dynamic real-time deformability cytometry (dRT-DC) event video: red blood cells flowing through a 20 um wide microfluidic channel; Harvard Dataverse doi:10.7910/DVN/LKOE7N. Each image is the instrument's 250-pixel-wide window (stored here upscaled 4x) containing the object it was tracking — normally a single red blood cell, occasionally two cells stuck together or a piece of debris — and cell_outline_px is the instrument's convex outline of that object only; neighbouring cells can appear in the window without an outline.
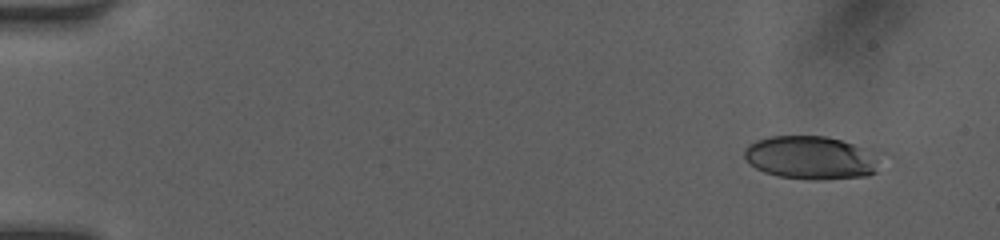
{"species": "human", "species_latin": "Homo sapiens", "temperature_condition": "room temperature", "stored_images_in_passage": 46, "camera_frame_rate_fps": 3000, "um_per_image_px": 0.085, "donor": {"sex": "female"}, "frame": {"image": 1, "passage_image": 1, "time_ms": 0.0, "image_size_px": [1000, 240], "cell_outline_px": [[876, 172], [868, 176], [824, 180], [812, 180], [776, 176], [764, 172], [756, 168], [744, 156], [744, 148], [748, 144], [756, 140], [772, 136], [828, 136], [864, 148], [876, 160]], "centroid_in_image_um": [68.84, 13.42], "position_along_channel_um": 16.2, "area_um2": 33.81}}
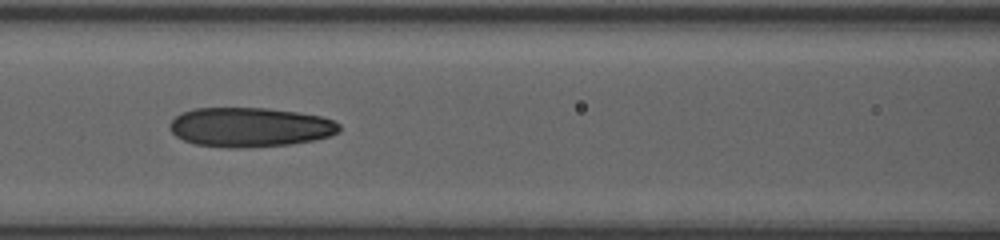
{"frame": {"image": 2, "passage_image": 20, "time_ms": 6.333, "image_size_px": [1000, 240], "cell_outline_px": [[340, 132], [328, 136], [312, 140], [292, 144], [240, 148], [228, 148], [196, 144], [184, 140], [176, 136], [168, 128], [168, 124], [180, 112], [192, 108], [268, 108], [296, 112], [320, 116], [332, 120], [340, 124]], "centroid_in_image_um": [21.21, 10.81], "position_along_channel_um": 145.4, "area_um2": 39.07}}
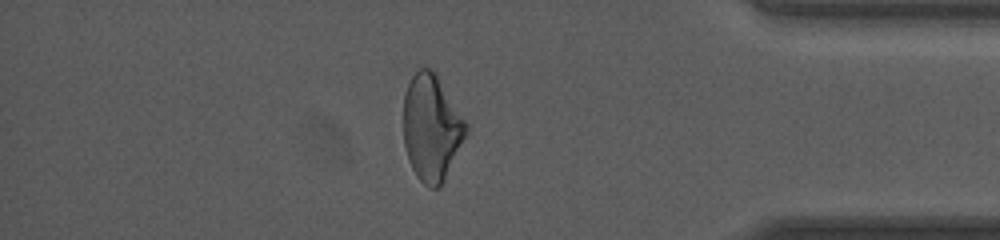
{"frame": {"image": 3, "passage_image": 40, "time_ms": 13.0, "image_size_px": [1000, 240], "cell_outline_px": [[468, 132], [440, 188], [428, 188], [416, 176], [408, 160], [404, 144], [404, 92], [412, 76], [420, 68], [432, 68], [436, 72], [468, 124]], "centroid_in_image_um": [36.69, 10.85], "position_along_channel_um": 398.5, "area_um2": 38.96}, "authors_computed_cell_mechanics": {"area_um2": 38.3503, "velocity_mm_per_s": 4.1903, "shape_relaxation_time_tau1_ms": null, "shape_relaxation_time_tau2_ms": 2.3274, "deformation_change_tau1": null, "deformation_change_tau2": 0.1049}}